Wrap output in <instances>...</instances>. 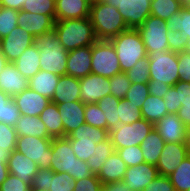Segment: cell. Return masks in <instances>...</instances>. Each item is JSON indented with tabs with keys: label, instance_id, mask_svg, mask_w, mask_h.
Listing matches in <instances>:
<instances>
[{
	"label": "cell",
	"instance_id": "obj_1",
	"mask_svg": "<svg viewBox=\"0 0 190 191\" xmlns=\"http://www.w3.org/2000/svg\"><path fill=\"white\" fill-rule=\"evenodd\" d=\"M54 30L67 51L92 46L98 40L89 17L55 21Z\"/></svg>",
	"mask_w": 190,
	"mask_h": 191
},
{
	"label": "cell",
	"instance_id": "obj_2",
	"mask_svg": "<svg viewBox=\"0 0 190 191\" xmlns=\"http://www.w3.org/2000/svg\"><path fill=\"white\" fill-rule=\"evenodd\" d=\"M34 45L39 49L40 70L66 75L68 51L62 46L54 29L34 37Z\"/></svg>",
	"mask_w": 190,
	"mask_h": 191
},
{
	"label": "cell",
	"instance_id": "obj_3",
	"mask_svg": "<svg viewBox=\"0 0 190 191\" xmlns=\"http://www.w3.org/2000/svg\"><path fill=\"white\" fill-rule=\"evenodd\" d=\"M50 168L54 172L68 173L74 180H82L93 175L88 164L75 156L67 137L52 139V159Z\"/></svg>",
	"mask_w": 190,
	"mask_h": 191
},
{
	"label": "cell",
	"instance_id": "obj_4",
	"mask_svg": "<svg viewBox=\"0 0 190 191\" xmlns=\"http://www.w3.org/2000/svg\"><path fill=\"white\" fill-rule=\"evenodd\" d=\"M89 19L98 40H110L129 29L118 9L106 2L91 4Z\"/></svg>",
	"mask_w": 190,
	"mask_h": 191
},
{
	"label": "cell",
	"instance_id": "obj_5",
	"mask_svg": "<svg viewBox=\"0 0 190 191\" xmlns=\"http://www.w3.org/2000/svg\"><path fill=\"white\" fill-rule=\"evenodd\" d=\"M112 42L122 72H127L141 59L148 57L145 45L137 29L129 28L116 37L110 39Z\"/></svg>",
	"mask_w": 190,
	"mask_h": 191
},
{
	"label": "cell",
	"instance_id": "obj_6",
	"mask_svg": "<svg viewBox=\"0 0 190 191\" xmlns=\"http://www.w3.org/2000/svg\"><path fill=\"white\" fill-rule=\"evenodd\" d=\"M150 81L174 86L179 81L178 53L153 51L148 54Z\"/></svg>",
	"mask_w": 190,
	"mask_h": 191
},
{
	"label": "cell",
	"instance_id": "obj_7",
	"mask_svg": "<svg viewBox=\"0 0 190 191\" xmlns=\"http://www.w3.org/2000/svg\"><path fill=\"white\" fill-rule=\"evenodd\" d=\"M108 137V130L90 126L87 123L82 124L67 136L75 156L86 162L95 152L96 144Z\"/></svg>",
	"mask_w": 190,
	"mask_h": 191
},
{
	"label": "cell",
	"instance_id": "obj_8",
	"mask_svg": "<svg viewBox=\"0 0 190 191\" xmlns=\"http://www.w3.org/2000/svg\"><path fill=\"white\" fill-rule=\"evenodd\" d=\"M92 73L111 78L122 73L116 50L110 40H97L92 45Z\"/></svg>",
	"mask_w": 190,
	"mask_h": 191
},
{
	"label": "cell",
	"instance_id": "obj_9",
	"mask_svg": "<svg viewBox=\"0 0 190 191\" xmlns=\"http://www.w3.org/2000/svg\"><path fill=\"white\" fill-rule=\"evenodd\" d=\"M153 128L154 124L142 118L132 124H120L109 131V138L114 150L140 145Z\"/></svg>",
	"mask_w": 190,
	"mask_h": 191
},
{
	"label": "cell",
	"instance_id": "obj_10",
	"mask_svg": "<svg viewBox=\"0 0 190 191\" xmlns=\"http://www.w3.org/2000/svg\"><path fill=\"white\" fill-rule=\"evenodd\" d=\"M52 139L28 135L17 136L15 150L34 161L39 168H50Z\"/></svg>",
	"mask_w": 190,
	"mask_h": 191
},
{
	"label": "cell",
	"instance_id": "obj_11",
	"mask_svg": "<svg viewBox=\"0 0 190 191\" xmlns=\"http://www.w3.org/2000/svg\"><path fill=\"white\" fill-rule=\"evenodd\" d=\"M137 30L141 35L147 54L153 51H169L167 40L169 30L165 20L150 15Z\"/></svg>",
	"mask_w": 190,
	"mask_h": 191
},
{
	"label": "cell",
	"instance_id": "obj_12",
	"mask_svg": "<svg viewBox=\"0 0 190 191\" xmlns=\"http://www.w3.org/2000/svg\"><path fill=\"white\" fill-rule=\"evenodd\" d=\"M123 17L128 28L137 29L151 15V0H107Z\"/></svg>",
	"mask_w": 190,
	"mask_h": 191
},
{
	"label": "cell",
	"instance_id": "obj_13",
	"mask_svg": "<svg viewBox=\"0 0 190 191\" xmlns=\"http://www.w3.org/2000/svg\"><path fill=\"white\" fill-rule=\"evenodd\" d=\"M33 44L34 37L25 29L17 26L8 36L0 40V49L7 61L13 63Z\"/></svg>",
	"mask_w": 190,
	"mask_h": 191
},
{
	"label": "cell",
	"instance_id": "obj_14",
	"mask_svg": "<svg viewBox=\"0 0 190 191\" xmlns=\"http://www.w3.org/2000/svg\"><path fill=\"white\" fill-rule=\"evenodd\" d=\"M80 101L84 104L97 103L110 94L109 78L90 73L79 79Z\"/></svg>",
	"mask_w": 190,
	"mask_h": 191
},
{
	"label": "cell",
	"instance_id": "obj_15",
	"mask_svg": "<svg viewBox=\"0 0 190 191\" xmlns=\"http://www.w3.org/2000/svg\"><path fill=\"white\" fill-rule=\"evenodd\" d=\"M188 155L184 143H165L156 165L159 175L169 176Z\"/></svg>",
	"mask_w": 190,
	"mask_h": 191
},
{
	"label": "cell",
	"instance_id": "obj_16",
	"mask_svg": "<svg viewBox=\"0 0 190 191\" xmlns=\"http://www.w3.org/2000/svg\"><path fill=\"white\" fill-rule=\"evenodd\" d=\"M92 46L80 47L68 51L66 75L84 78L92 73Z\"/></svg>",
	"mask_w": 190,
	"mask_h": 191
},
{
	"label": "cell",
	"instance_id": "obj_17",
	"mask_svg": "<svg viewBox=\"0 0 190 191\" xmlns=\"http://www.w3.org/2000/svg\"><path fill=\"white\" fill-rule=\"evenodd\" d=\"M158 176L157 167L144 162L140 165L127 167L123 181L132 191H143Z\"/></svg>",
	"mask_w": 190,
	"mask_h": 191
},
{
	"label": "cell",
	"instance_id": "obj_18",
	"mask_svg": "<svg viewBox=\"0 0 190 191\" xmlns=\"http://www.w3.org/2000/svg\"><path fill=\"white\" fill-rule=\"evenodd\" d=\"M165 143H184L186 126L177 114L167 113L154 124Z\"/></svg>",
	"mask_w": 190,
	"mask_h": 191
},
{
	"label": "cell",
	"instance_id": "obj_19",
	"mask_svg": "<svg viewBox=\"0 0 190 191\" xmlns=\"http://www.w3.org/2000/svg\"><path fill=\"white\" fill-rule=\"evenodd\" d=\"M55 16L39 15L20 10L17 17V25L25 29L33 37L40 36L54 29Z\"/></svg>",
	"mask_w": 190,
	"mask_h": 191
},
{
	"label": "cell",
	"instance_id": "obj_20",
	"mask_svg": "<svg viewBox=\"0 0 190 191\" xmlns=\"http://www.w3.org/2000/svg\"><path fill=\"white\" fill-rule=\"evenodd\" d=\"M21 115L39 116L51 101L29 87L12 97Z\"/></svg>",
	"mask_w": 190,
	"mask_h": 191
},
{
	"label": "cell",
	"instance_id": "obj_21",
	"mask_svg": "<svg viewBox=\"0 0 190 191\" xmlns=\"http://www.w3.org/2000/svg\"><path fill=\"white\" fill-rule=\"evenodd\" d=\"M7 166L10 174L17 176L30 187L32 179L39 170V167L34 161L16 150L11 152L7 160Z\"/></svg>",
	"mask_w": 190,
	"mask_h": 191
},
{
	"label": "cell",
	"instance_id": "obj_22",
	"mask_svg": "<svg viewBox=\"0 0 190 191\" xmlns=\"http://www.w3.org/2000/svg\"><path fill=\"white\" fill-rule=\"evenodd\" d=\"M64 125V137L85 123V104L80 100L64 102L57 105Z\"/></svg>",
	"mask_w": 190,
	"mask_h": 191
},
{
	"label": "cell",
	"instance_id": "obj_23",
	"mask_svg": "<svg viewBox=\"0 0 190 191\" xmlns=\"http://www.w3.org/2000/svg\"><path fill=\"white\" fill-rule=\"evenodd\" d=\"M29 86V79L24 77L15 67L9 62L2 73L0 74V90L13 97Z\"/></svg>",
	"mask_w": 190,
	"mask_h": 191
},
{
	"label": "cell",
	"instance_id": "obj_24",
	"mask_svg": "<svg viewBox=\"0 0 190 191\" xmlns=\"http://www.w3.org/2000/svg\"><path fill=\"white\" fill-rule=\"evenodd\" d=\"M55 21L89 17L91 0H55Z\"/></svg>",
	"mask_w": 190,
	"mask_h": 191
},
{
	"label": "cell",
	"instance_id": "obj_25",
	"mask_svg": "<svg viewBox=\"0 0 190 191\" xmlns=\"http://www.w3.org/2000/svg\"><path fill=\"white\" fill-rule=\"evenodd\" d=\"M80 100L79 79L69 75H62L55 88L52 102L58 104Z\"/></svg>",
	"mask_w": 190,
	"mask_h": 191
},
{
	"label": "cell",
	"instance_id": "obj_26",
	"mask_svg": "<svg viewBox=\"0 0 190 191\" xmlns=\"http://www.w3.org/2000/svg\"><path fill=\"white\" fill-rule=\"evenodd\" d=\"M127 165L121 159L116 151H114L106 160L100 169L97 177L102 184L121 181L125 177Z\"/></svg>",
	"mask_w": 190,
	"mask_h": 191
},
{
	"label": "cell",
	"instance_id": "obj_27",
	"mask_svg": "<svg viewBox=\"0 0 190 191\" xmlns=\"http://www.w3.org/2000/svg\"><path fill=\"white\" fill-rule=\"evenodd\" d=\"M17 136H34L40 138H52L47 131L44 122L39 116L21 115L14 126Z\"/></svg>",
	"mask_w": 190,
	"mask_h": 191
},
{
	"label": "cell",
	"instance_id": "obj_28",
	"mask_svg": "<svg viewBox=\"0 0 190 191\" xmlns=\"http://www.w3.org/2000/svg\"><path fill=\"white\" fill-rule=\"evenodd\" d=\"M60 76L40 70L29 79V88L52 100Z\"/></svg>",
	"mask_w": 190,
	"mask_h": 191
},
{
	"label": "cell",
	"instance_id": "obj_29",
	"mask_svg": "<svg viewBox=\"0 0 190 191\" xmlns=\"http://www.w3.org/2000/svg\"><path fill=\"white\" fill-rule=\"evenodd\" d=\"M13 64L24 77L30 79L40 71L39 49L34 44L31 45Z\"/></svg>",
	"mask_w": 190,
	"mask_h": 191
},
{
	"label": "cell",
	"instance_id": "obj_30",
	"mask_svg": "<svg viewBox=\"0 0 190 191\" xmlns=\"http://www.w3.org/2000/svg\"><path fill=\"white\" fill-rule=\"evenodd\" d=\"M164 146L165 141L158 131L153 128L140 144L145 163L156 166Z\"/></svg>",
	"mask_w": 190,
	"mask_h": 191
},
{
	"label": "cell",
	"instance_id": "obj_31",
	"mask_svg": "<svg viewBox=\"0 0 190 191\" xmlns=\"http://www.w3.org/2000/svg\"><path fill=\"white\" fill-rule=\"evenodd\" d=\"M39 119L44 122L52 138L64 137V125L56 103L50 101L39 115Z\"/></svg>",
	"mask_w": 190,
	"mask_h": 191
},
{
	"label": "cell",
	"instance_id": "obj_32",
	"mask_svg": "<svg viewBox=\"0 0 190 191\" xmlns=\"http://www.w3.org/2000/svg\"><path fill=\"white\" fill-rule=\"evenodd\" d=\"M140 110L142 117L152 124H155L168 113L163 98L154 95H148Z\"/></svg>",
	"mask_w": 190,
	"mask_h": 191
},
{
	"label": "cell",
	"instance_id": "obj_33",
	"mask_svg": "<svg viewBox=\"0 0 190 191\" xmlns=\"http://www.w3.org/2000/svg\"><path fill=\"white\" fill-rule=\"evenodd\" d=\"M114 151V146L109 137L106 140L96 144L95 152L87 161L91 172L97 175L104 163L106 162V160L108 159V157Z\"/></svg>",
	"mask_w": 190,
	"mask_h": 191
},
{
	"label": "cell",
	"instance_id": "obj_34",
	"mask_svg": "<svg viewBox=\"0 0 190 191\" xmlns=\"http://www.w3.org/2000/svg\"><path fill=\"white\" fill-rule=\"evenodd\" d=\"M168 30L180 31L189 40L187 50L190 51V6H183L179 12L166 20Z\"/></svg>",
	"mask_w": 190,
	"mask_h": 191
},
{
	"label": "cell",
	"instance_id": "obj_35",
	"mask_svg": "<svg viewBox=\"0 0 190 191\" xmlns=\"http://www.w3.org/2000/svg\"><path fill=\"white\" fill-rule=\"evenodd\" d=\"M120 100L121 99L109 94L97 102V105L105 114L108 131L115 129L120 125V119L118 117L117 110Z\"/></svg>",
	"mask_w": 190,
	"mask_h": 191
},
{
	"label": "cell",
	"instance_id": "obj_36",
	"mask_svg": "<svg viewBox=\"0 0 190 191\" xmlns=\"http://www.w3.org/2000/svg\"><path fill=\"white\" fill-rule=\"evenodd\" d=\"M21 113L12 97L0 90V122L8 126H15Z\"/></svg>",
	"mask_w": 190,
	"mask_h": 191
},
{
	"label": "cell",
	"instance_id": "obj_37",
	"mask_svg": "<svg viewBox=\"0 0 190 191\" xmlns=\"http://www.w3.org/2000/svg\"><path fill=\"white\" fill-rule=\"evenodd\" d=\"M175 191L190 189V155H187L175 171L168 176Z\"/></svg>",
	"mask_w": 190,
	"mask_h": 191
},
{
	"label": "cell",
	"instance_id": "obj_38",
	"mask_svg": "<svg viewBox=\"0 0 190 191\" xmlns=\"http://www.w3.org/2000/svg\"><path fill=\"white\" fill-rule=\"evenodd\" d=\"M183 7L180 0H151L150 12L152 16L167 20Z\"/></svg>",
	"mask_w": 190,
	"mask_h": 191
},
{
	"label": "cell",
	"instance_id": "obj_39",
	"mask_svg": "<svg viewBox=\"0 0 190 191\" xmlns=\"http://www.w3.org/2000/svg\"><path fill=\"white\" fill-rule=\"evenodd\" d=\"M117 110L120 124H132L143 118L140 108L126 98L120 100Z\"/></svg>",
	"mask_w": 190,
	"mask_h": 191
},
{
	"label": "cell",
	"instance_id": "obj_40",
	"mask_svg": "<svg viewBox=\"0 0 190 191\" xmlns=\"http://www.w3.org/2000/svg\"><path fill=\"white\" fill-rule=\"evenodd\" d=\"M18 10L0 7V40L8 36L18 25Z\"/></svg>",
	"mask_w": 190,
	"mask_h": 191
},
{
	"label": "cell",
	"instance_id": "obj_41",
	"mask_svg": "<svg viewBox=\"0 0 190 191\" xmlns=\"http://www.w3.org/2000/svg\"><path fill=\"white\" fill-rule=\"evenodd\" d=\"M21 10L39 15L55 16L56 4L55 0H26Z\"/></svg>",
	"mask_w": 190,
	"mask_h": 191
},
{
	"label": "cell",
	"instance_id": "obj_42",
	"mask_svg": "<svg viewBox=\"0 0 190 191\" xmlns=\"http://www.w3.org/2000/svg\"><path fill=\"white\" fill-rule=\"evenodd\" d=\"M85 123L90 126L107 130V121L104 112L97 103L85 104L84 112Z\"/></svg>",
	"mask_w": 190,
	"mask_h": 191
},
{
	"label": "cell",
	"instance_id": "obj_43",
	"mask_svg": "<svg viewBox=\"0 0 190 191\" xmlns=\"http://www.w3.org/2000/svg\"><path fill=\"white\" fill-rule=\"evenodd\" d=\"M150 68L148 64V57L139 60L134 67L126 72L131 83L148 84L150 81Z\"/></svg>",
	"mask_w": 190,
	"mask_h": 191
},
{
	"label": "cell",
	"instance_id": "obj_44",
	"mask_svg": "<svg viewBox=\"0 0 190 191\" xmlns=\"http://www.w3.org/2000/svg\"><path fill=\"white\" fill-rule=\"evenodd\" d=\"M76 181L68 173L54 172L50 177L48 191H74Z\"/></svg>",
	"mask_w": 190,
	"mask_h": 191
},
{
	"label": "cell",
	"instance_id": "obj_45",
	"mask_svg": "<svg viewBox=\"0 0 190 191\" xmlns=\"http://www.w3.org/2000/svg\"><path fill=\"white\" fill-rule=\"evenodd\" d=\"M110 94L116 98H125L126 92L130 88L131 81L125 72L114 75L109 78Z\"/></svg>",
	"mask_w": 190,
	"mask_h": 191
},
{
	"label": "cell",
	"instance_id": "obj_46",
	"mask_svg": "<svg viewBox=\"0 0 190 191\" xmlns=\"http://www.w3.org/2000/svg\"><path fill=\"white\" fill-rule=\"evenodd\" d=\"M127 167L140 165L145 162L140 145L128 146L115 150Z\"/></svg>",
	"mask_w": 190,
	"mask_h": 191
},
{
	"label": "cell",
	"instance_id": "obj_47",
	"mask_svg": "<svg viewBox=\"0 0 190 191\" xmlns=\"http://www.w3.org/2000/svg\"><path fill=\"white\" fill-rule=\"evenodd\" d=\"M149 95L148 84L143 83H131L130 88L126 92L125 98L129 100L133 105L139 107L143 106V102Z\"/></svg>",
	"mask_w": 190,
	"mask_h": 191
},
{
	"label": "cell",
	"instance_id": "obj_48",
	"mask_svg": "<svg viewBox=\"0 0 190 191\" xmlns=\"http://www.w3.org/2000/svg\"><path fill=\"white\" fill-rule=\"evenodd\" d=\"M17 134L14 126L0 122V151L13 152L16 149Z\"/></svg>",
	"mask_w": 190,
	"mask_h": 191
},
{
	"label": "cell",
	"instance_id": "obj_49",
	"mask_svg": "<svg viewBox=\"0 0 190 191\" xmlns=\"http://www.w3.org/2000/svg\"><path fill=\"white\" fill-rule=\"evenodd\" d=\"M54 174L51 168H39L36 175L32 179L31 189L38 191H48L50 177Z\"/></svg>",
	"mask_w": 190,
	"mask_h": 191
},
{
	"label": "cell",
	"instance_id": "obj_50",
	"mask_svg": "<svg viewBox=\"0 0 190 191\" xmlns=\"http://www.w3.org/2000/svg\"><path fill=\"white\" fill-rule=\"evenodd\" d=\"M169 51L182 52L187 50L189 40L180 31L170 30L167 36Z\"/></svg>",
	"mask_w": 190,
	"mask_h": 191
},
{
	"label": "cell",
	"instance_id": "obj_51",
	"mask_svg": "<svg viewBox=\"0 0 190 191\" xmlns=\"http://www.w3.org/2000/svg\"><path fill=\"white\" fill-rule=\"evenodd\" d=\"M179 81L190 83V51L178 52Z\"/></svg>",
	"mask_w": 190,
	"mask_h": 191
},
{
	"label": "cell",
	"instance_id": "obj_52",
	"mask_svg": "<svg viewBox=\"0 0 190 191\" xmlns=\"http://www.w3.org/2000/svg\"><path fill=\"white\" fill-rule=\"evenodd\" d=\"M75 181L74 191H102V182L95 174Z\"/></svg>",
	"mask_w": 190,
	"mask_h": 191
},
{
	"label": "cell",
	"instance_id": "obj_53",
	"mask_svg": "<svg viewBox=\"0 0 190 191\" xmlns=\"http://www.w3.org/2000/svg\"><path fill=\"white\" fill-rule=\"evenodd\" d=\"M31 187L20 180L17 176L10 174L0 185V191H30Z\"/></svg>",
	"mask_w": 190,
	"mask_h": 191
},
{
	"label": "cell",
	"instance_id": "obj_54",
	"mask_svg": "<svg viewBox=\"0 0 190 191\" xmlns=\"http://www.w3.org/2000/svg\"><path fill=\"white\" fill-rule=\"evenodd\" d=\"M143 191H175L168 176L159 175Z\"/></svg>",
	"mask_w": 190,
	"mask_h": 191
},
{
	"label": "cell",
	"instance_id": "obj_55",
	"mask_svg": "<svg viewBox=\"0 0 190 191\" xmlns=\"http://www.w3.org/2000/svg\"><path fill=\"white\" fill-rule=\"evenodd\" d=\"M165 101V107L168 113L177 114L178 110L182 105H178L177 98V88L175 86H171L168 92L163 97Z\"/></svg>",
	"mask_w": 190,
	"mask_h": 191
},
{
	"label": "cell",
	"instance_id": "obj_56",
	"mask_svg": "<svg viewBox=\"0 0 190 191\" xmlns=\"http://www.w3.org/2000/svg\"><path fill=\"white\" fill-rule=\"evenodd\" d=\"M174 86L177 88L178 105L190 107V83L178 81Z\"/></svg>",
	"mask_w": 190,
	"mask_h": 191
},
{
	"label": "cell",
	"instance_id": "obj_57",
	"mask_svg": "<svg viewBox=\"0 0 190 191\" xmlns=\"http://www.w3.org/2000/svg\"><path fill=\"white\" fill-rule=\"evenodd\" d=\"M10 154V151H0V185L7 179L9 175L7 160Z\"/></svg>",
	"mask_w": 190,
	"mask_h": 191
},
{
	"label": "cell",
	"instance_id": "obj_58",
	"mask_svg": "<svg viewBox=\"0 0 190 191\" xmlns=\"http://www.w3.org/2000/svg\"><path fill=\"white\" fill-rule=\"evenodd\" d=\"M149 95H154L156 97L163 98L165 94L168 92L171 86L167 84L154 83L153 81H149Z\"/></svg>",
	"mask_w": 190,
	"mask_h": 191
},
{
	"label": "cell",
	"instance_id": "obj_59",
	"mask_svg": "<svg viewBox=\"0 0 190 191\" xmlns=\"http://www.w3.org/2000/svg\"><path fill=\"white\" fill-rule=\"evenodd\" d=\"M102 191H132L131 188L123 181L102 184Z\"/></svg>",
	"mask_w": 190,
	"mask_h": 191
},
{
	"label": "cell",
	"instance_id": "obj_60",
	"mask_svg": "<svg viewBox=\"0 0 190 191\" xmlns=\"http://www.w3.org/2000/svg\"><path fill=\"white\" fill-rule=\"evenodd\" d=\"M26 0H0V6L20 11Z\"/></svg>",
	"mask_w": 190,
	"mask_h": 191
},
{
	"label": "cell",
	"instance_id": "obj_61",
	"mask_svg": "<svg viewBox=\"0 0 190 191\" xmlns=\"http://www.w3.org/2000/svg\"><path fill=\"white\" fill-rule=\"evenodd\" d=\"M177 117L181 119L186 127H190V107H180Z\"/></svg>",
	"mask_w": 190,
	"mask_h": 191
},
{
	"label": "cell",
	"instance_id": "obj_62",
	"mask_svg": "<svg viewBox=\"0 0 190 191\" xmlns=\"http://www.w3.org/2000/svg\"><path fill=\"white\" fill-rule=\"evenodd\" d=\"M184 145L187 148L188 155H190V127H186Z\"/></svg>",
	"mask_w": 190,
	"mask_h": 191
},
{
	"label": "cell",
	"instance_id": "obj_63",
	"mask_svg": "<svg viewBox=\"0 0 190 191\" xmlns=\"http://www.w3.org/2000/svg\"><path fill=\"white\" fill-rule=\"evenodd\" d=\"M8 63L9 62L7 61V59L5 58V56L3 55L0 49V74L2 73V71L4 70V68L6 67Z\"/></svg>",
	"mask_w": 190,
	"mask_h": 191
},
{
	"label": "cell",
	"instance_id": "obj_64",
	"mask_svg": "<svg viewBox=\"0 0 190 191\" xmlns=\"http://www.w3.org/2000/svg\"><path fill=\"white\" fill-rule=\"evenodd\" d=\"M182 4L183 6H190V0H184Z\"/></svg>",
	"mask_w": 190,
	"mask_h": 191
},
{
	"label": "cell",
	"instance_id": "obj_65",
	"mask_svg": "<svg viewBox=\"0 0 190 191\" xmlns=\"http://www.w3.org/2000/svg\"><path fill=\"white\" fill-rule=\"evenodd\" d=\"M107 0H91V4L99 3V2H106Z\"/></svg>",
	"mask_w": 190,
	"mask_h": 191
}]
</instances>
